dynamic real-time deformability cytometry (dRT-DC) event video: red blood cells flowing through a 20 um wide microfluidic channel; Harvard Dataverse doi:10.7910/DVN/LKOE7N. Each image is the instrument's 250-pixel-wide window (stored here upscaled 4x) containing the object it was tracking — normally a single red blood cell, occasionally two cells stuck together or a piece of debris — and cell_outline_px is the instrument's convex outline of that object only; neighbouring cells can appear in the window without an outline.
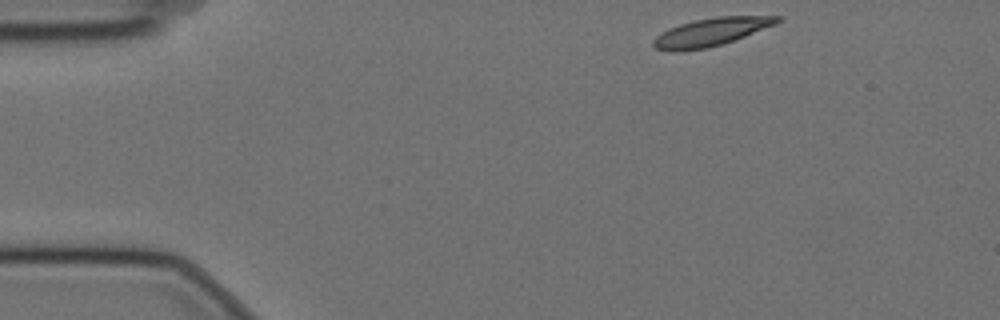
{"species": "Egyptian fruit bat (a non-hibernating species)", "species_latin": "Rousettus aegyptiacus", "temperature_condition": "cold", "stored_images_in_passage": 50, "camera_frame_rate_fps": 3000, "um_per_image_px": 0.085, "animal": {"sex": "female"}, "frame": {"image": 1, "passage_image": 1, "time_ms": 0.0, "image_size_px": [1000, 320], "cell_outline_px": [[780, 20], [776, 24], [724, 44], [708, 48], [656, 48], [652, 44], [652, 40], [660, 32], [668, 28], [680, 24], [696, 20], [716, 16], [780, 16]], "centroid_in_image_um": [60.5, 2.67], "position_along_channel_um": 24.5, "area_um2": 19.48}}
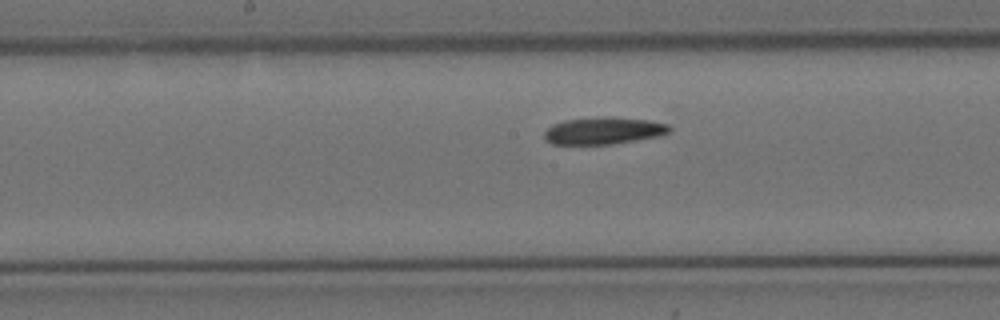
{"frame": {"image": 2, "passage_image": 22, "time_ms": 7.0, "image_size_px": [1000, 320], "cell_outline_px": [[672, 132], [660, 136], [612, 144], [552, 144], [544, 140], [544, 132], [552, 124], [564, 120], [604, 116], [612, 116], [648, 120], [668, 124], [672, 128]], "centroid_in_image_um": [51.32, 11.1], "position_along_channel_um": 196.9, "area_um2": 20.06}}
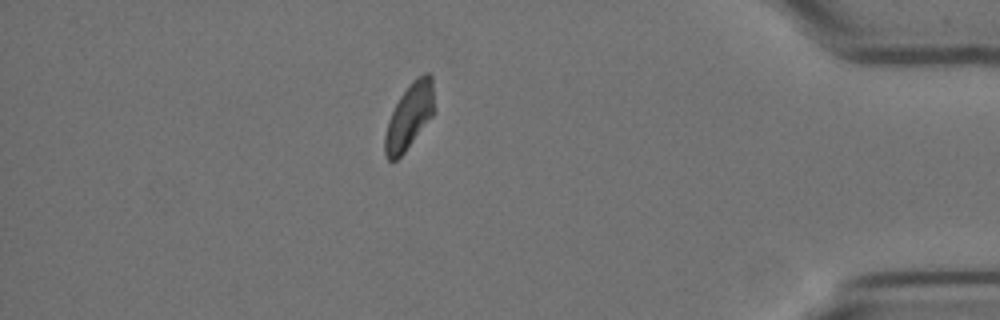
{"frame": {"image": 3, "passage_image": 43, "time_ms": 14.0, "image_size_px": [1000, 320], "cell_outline_px": [[432, 116], [404, 152], [396, 160], [388, 160], [384, 152], [384, 136], [388, 120], [400, 96], [412, 80], [416, 76], [424, 72], [428, 72], [432, 76]], "centroid_in_image_um": [34.76, 9.87], "position_along_channel_um": 400.4, "area_um2": 18.44}, "authors_computed_cell_mechanics": {"area_um2": 20.0855, "velocity_mm_per_s": 3.4772, "shape_relaxation_time_tau1_ms": 7.0145, "shape_relaxation_time_tau2_ms": null, "deformation_change_tau1": 0.1693, "deformation_change_tau2": null}}